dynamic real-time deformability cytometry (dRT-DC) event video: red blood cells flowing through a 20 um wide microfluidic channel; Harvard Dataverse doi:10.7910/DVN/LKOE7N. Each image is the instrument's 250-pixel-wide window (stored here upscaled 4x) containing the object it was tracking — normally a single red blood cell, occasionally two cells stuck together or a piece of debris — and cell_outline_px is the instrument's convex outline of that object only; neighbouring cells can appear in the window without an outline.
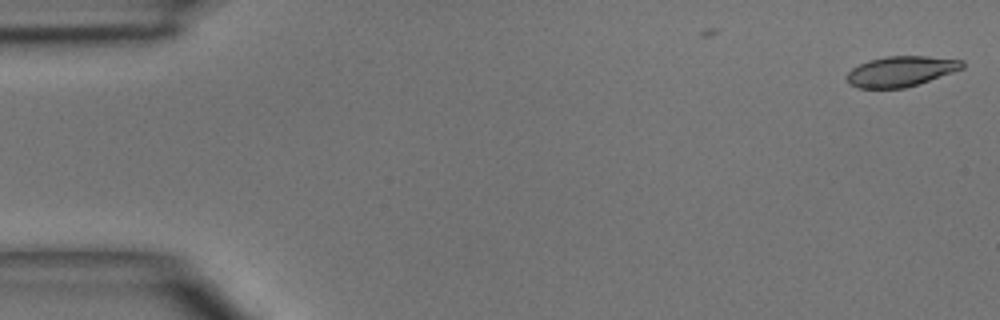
{"species": "common noctule bat (a hibernating species)", "species_latin": "Nyctalus noctula", "temperature_condition": "room temperature", "stored_images_in_passage": 5, "camera_frame_rate_fps": 3000, "um_per_image_px": 0.085, "animal": {"sex": "male", "body_mass_g": 15.6}, "frame": {"image": 1, "passage_image": 1, "time_ms": 0.0, "image_size_px": [1000, 320], "cell_outline_px": [[964, 68], [904, 88], [860, 88], [848, 84], [848, 72], [852, 68], [868, 60], [884, 56], [928, 56], [964, 60]], "centroid_in_image_um": [76.57, 6.05], "position_along_channel_um": 8.4, "area_um2": 20.23}}
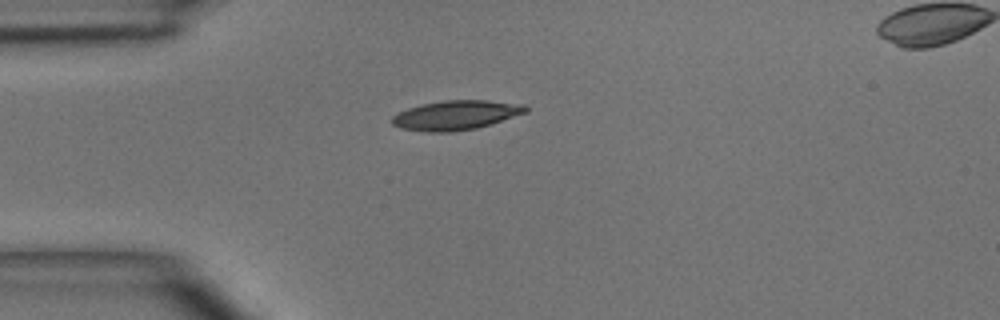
{"frame": {"image": 2, "passage_image": 4, "time_ms": 3.667, "image_size_px": [1000, 320], "cell_outline_px": [[528, 112], [492, 124], [476, 128], [452, 132], [424, 132], [400, 128], [392, 124], [392, 116], [408, 108], [424, 104], [444, 100], [488, 100], [524, 104], [528, 108]], "centroid_in_image_um": [38.78, 9.79], "position_along_channel_um": 46.2, "area_um2": 23.0}}